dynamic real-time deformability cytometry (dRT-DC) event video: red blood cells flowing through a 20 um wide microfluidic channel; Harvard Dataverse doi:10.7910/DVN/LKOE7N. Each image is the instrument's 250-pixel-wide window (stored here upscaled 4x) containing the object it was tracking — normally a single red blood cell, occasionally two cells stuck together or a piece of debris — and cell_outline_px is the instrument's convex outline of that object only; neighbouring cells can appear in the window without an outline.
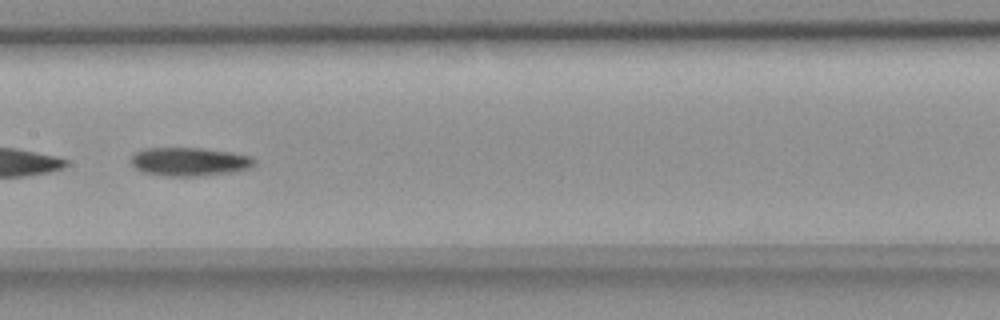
{"species": "common noctule bat (a hibernating species)", "species_latin": "Nyctalus noctula", "temperature_condition": "room temperature", "stored_images_in_passage": 43, "camera_frame_rate_fps": 3000, "um_per_image_px": 0.085, "animal": {"sex": "female", "body_mass_g": 18.4}, "frame": {"image": 1, "passage_image": 19, "time_ms": 6.0, "image_size_px": [1000, 320], "cell_outline_px": [[256, 164], [248, 168], [228, 172], [204, 176], [168, 176], [144, 172], [136, 168], [132, 164], [132, 156], [136, 152], [144, 148], [200, 148], [232, 152], [252, 156], [256, 160]], "centroid_in_image_um": [16.13, 13.73], "position_along_channel_um": 191.3, "area_um2": 20.4}, "authors_computed_cell_mechanics": {"area_um2": 20.3456, "velocity_mm_per_s": 3.665, "shape_relaxation_time_tau1_ms": 5.8749, "shape_relaxation_time_tau2_ms": null, "deformation_change_tau1": 0.1201, "deformation_change_tau2": null}}